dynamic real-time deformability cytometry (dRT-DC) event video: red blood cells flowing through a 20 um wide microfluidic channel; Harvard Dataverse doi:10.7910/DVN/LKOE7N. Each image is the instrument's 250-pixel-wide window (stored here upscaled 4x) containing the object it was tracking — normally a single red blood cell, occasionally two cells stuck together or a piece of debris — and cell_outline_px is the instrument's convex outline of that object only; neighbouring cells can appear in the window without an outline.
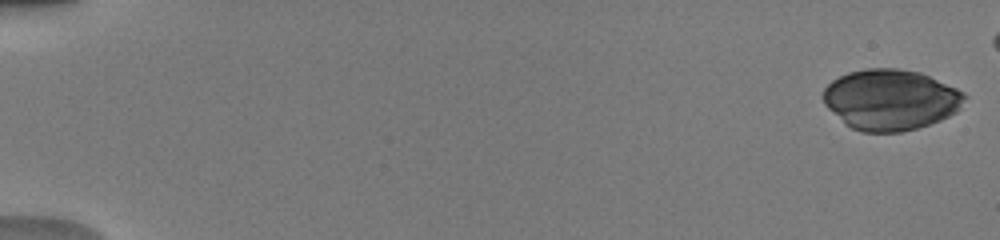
{"species": "human", "species_latin": "Homo sapiens", "temperature_condition": "warm", "stored_images_in_passage": 49, "camera_frame_rate_fps": 3000, "um_per_image_px": 0.085, "donor": {"sex": "male"}, "frame": {"image": 1, "passage_image": 1, "time_ms": 0.0, "image_size_px": [1000, 240], "cell_outline_px": [[968, 96], [960, 108], [956, 112], [940, 120], [916, 128], [900, 132], [860, 132], [844, 124], [824, 104], [820, 96], [824, 88], [832, 80], [848, 72], [868, 68], [900, 68], [920, 72], [956, 88], [964, 92]], "centroid_in_image_um": [75.67, 8.47], "position_along_channel_um": 9.3, "area_um2": 50.34}}